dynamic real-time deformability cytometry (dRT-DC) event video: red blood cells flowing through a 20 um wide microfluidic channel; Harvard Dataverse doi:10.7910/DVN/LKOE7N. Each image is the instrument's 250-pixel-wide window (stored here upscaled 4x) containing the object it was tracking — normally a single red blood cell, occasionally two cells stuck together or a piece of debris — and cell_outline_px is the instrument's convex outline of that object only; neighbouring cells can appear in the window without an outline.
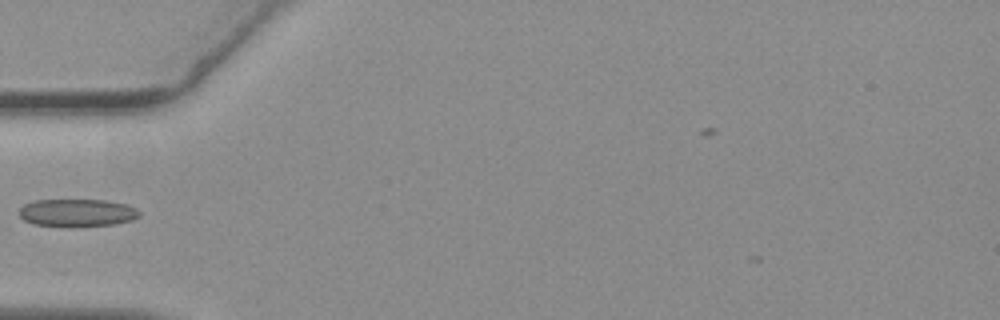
{"species": "common noctule bat (a hibernating species)", "species_latin": "Nyctalus noctula", "temperature_condition": "warm", "stored_images_in_passage": 36, "camera_frame_rate_fps": 3000, "um_per_image_px": 0.085, "animal": {"sex": "female", "body_mass_g": 19.3, "forearm_length_mm": 54.1}, "frame": {"image": 1, "passage_image": 1, "time_ms": 0.0, "image_size_px": [1000, 320], "cell_outline_px": [[140, 216], [132, 220], [116, 224], [72, 228], [60, 228], [32, 224], [24, 220], [16, 212], [24, 204], [36, 200], [104, 200], [128, 204], [136, 208], [140, 212]], "centroid_in_image_um": [6.53, 18.12], "position_along_channel_um": 78.5, "area_um2": 20.11}}
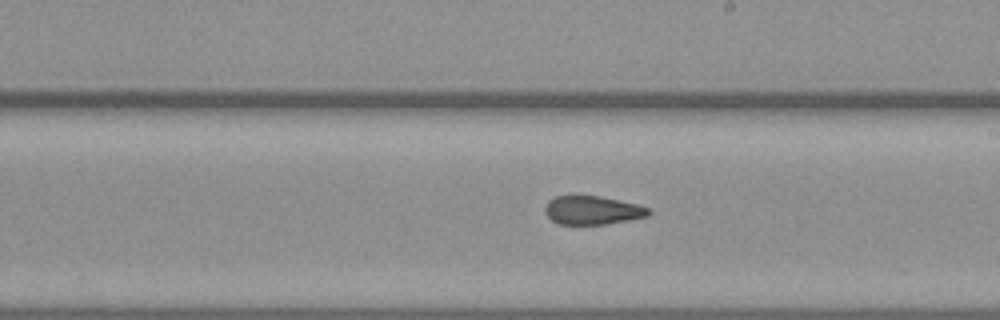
{"frame": {"image": 2, "passage_image": 14, "time_ms": 4.333, "image_size_px": [1000, 320], "cell_outline_px": [[652, 212], [648, 216], [628, 220], [604, 224], [560, 224], [552, 220], [544, 212], [544, 208], [548, 200], [556, 196], [600, 196], [636, 204], [648, 208]], "centroid_in_image_um": [50.34, 17.87], "position_along_channel_um": 238.7, "area_um2": 17.11}}
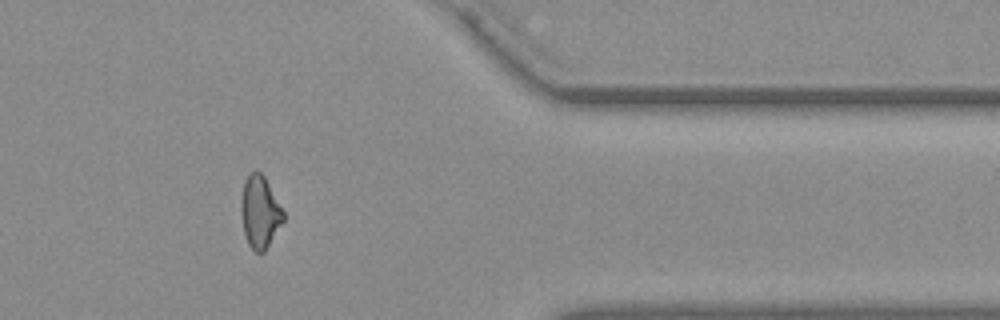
{"frame": {"image": 3, "passage_image": 28, "time_ms": 9.0, "image_size_px": [1000, 320], "cell_outline_px": [[284, 220], [264, 252], [256, 252], [248, 244], [244, 232], [240, 208], [244, 180], [248, 172], [256, 168], [264, 176], [284, 212]], "centroid_in_image_um": [22.07, 17.97], "position_along_channel_um": 389.3, "area_um2": 17.74}}